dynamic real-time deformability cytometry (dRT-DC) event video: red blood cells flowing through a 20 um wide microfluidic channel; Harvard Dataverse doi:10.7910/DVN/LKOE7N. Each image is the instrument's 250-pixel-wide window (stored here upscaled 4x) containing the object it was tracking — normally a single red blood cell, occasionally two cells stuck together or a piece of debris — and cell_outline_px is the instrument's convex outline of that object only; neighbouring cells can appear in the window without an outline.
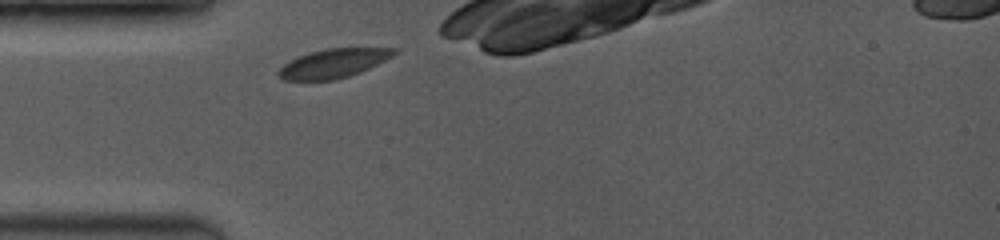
{"species": "common noctule bat (a hibernating species)", "species_latin": "Nyctalus noctula", "temperature_condition": "room temperature", "stored_images_in_passage": 1, "camera_frame_rate_fps": 3500, "um_per_image_px": 0.085, "animal": {"sex": "female", "body_mass_g": 19.0, "forearm_length_mm": 53.3}, "frame": {"image": 1, "passage_image": 1, "time_ms": 0.0, "image_size_px": [1000, 240], "cell_outline_px": [[396, 52], [392, 56], [360, 72], [348, 76], [332, 80], [284, 80], [276, 72], [288, 60], [308, 52], [324, 48], [396, 48]], "centroid_in_image_um": [28.28, 5.37], "position_along_channel_um": 56.7, "area_um2": 19.36}}